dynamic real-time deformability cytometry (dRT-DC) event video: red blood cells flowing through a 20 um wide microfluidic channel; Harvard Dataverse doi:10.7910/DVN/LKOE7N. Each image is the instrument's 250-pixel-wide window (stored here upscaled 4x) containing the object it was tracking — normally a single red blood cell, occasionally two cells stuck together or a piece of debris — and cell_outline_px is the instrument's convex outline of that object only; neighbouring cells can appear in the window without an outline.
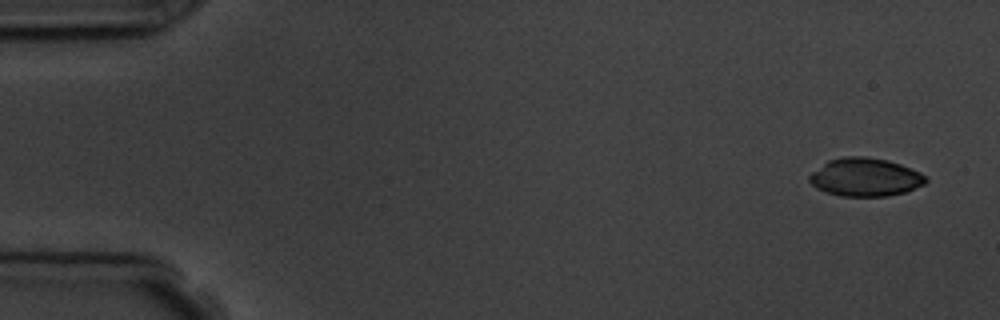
{"species": "common noctule bat (a hibernating species)", "species_latin": "Nyctalus noctula", "temperature_condition": "room temperature", "stored_images_in_passage": 5, "camera_frame_rate_fps": 3000, "um_per_image_px": 0.085, "animal": {"sex": "male", "body_mass_g": 19.5, "forearm_length_mm": 54.6}, "frame": {"image": 1, "passage_image": 1, "time_ms": 0.0, "image_size_px": [1000, 320], "cell_outline_px": [[928, 180], [924, 184], [904, 192], [888, 196], [840, 196], [816, 188], [808, 180], [808, 176], [812, 172], [828, 160], [844, 156], [864, 156], [888, 160], [900, 164], [920, 172], [928, 176]], "centroid_in_image_um": [73.55, 15.05], "position_along_channel_um": 11.5, "area_um2": 25.95}}
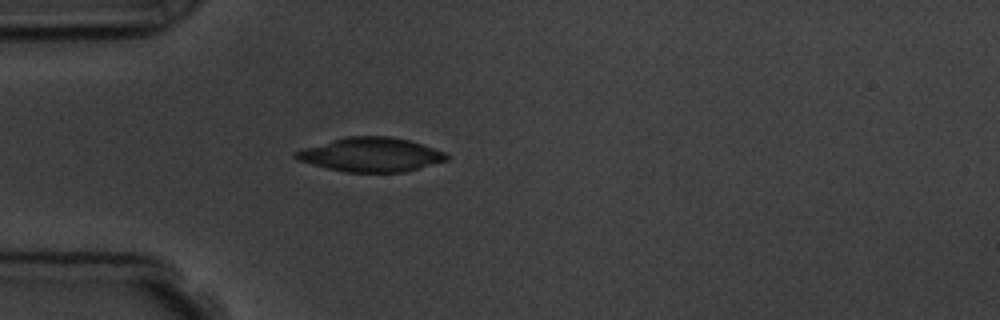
{"frame": {"image": 2, "passage_image": 5, "time_ms": 4.333, "image_size_px": [1000, 320], "cell_outline_px": [[448, 160], [404, 172], [344, 172], [296, 160], [292, 156], [292, 152], [304, 148], [332, 140], [348, 136], [388, 136], [408, 140], [444, 152], [448, 156]], "centroid_in_image_um": [31.48, 13.15], "position_along_channel_um": 53.5, "area_um2": 29.71}}